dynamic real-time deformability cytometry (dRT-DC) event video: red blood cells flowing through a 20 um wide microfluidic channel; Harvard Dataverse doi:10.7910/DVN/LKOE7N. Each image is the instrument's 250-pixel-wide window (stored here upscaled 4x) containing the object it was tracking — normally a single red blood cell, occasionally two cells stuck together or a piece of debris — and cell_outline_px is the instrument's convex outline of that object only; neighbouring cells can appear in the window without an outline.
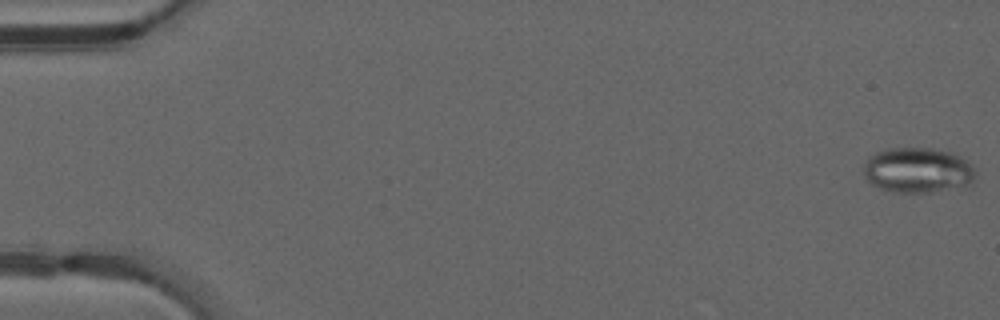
{"species": "common noctule bat (a hibernating species)", "species_latin": "Nyctalus noctula", "temperature_condition": "warm", "stored_images_in_passage": 49, "camera_frame_rate_fps": 3000, "um_per_image_px": 0.085, "animal": {"sex": "male", "forearm_length_mm": 52.5}, "frame": {"image": 1, "passage_image": 1, "time_ms": 0.0, "image_size_px": [1000, 320], "cell_outline_px": [[976, 172], [972, 180], [968, 184], [932, 192], [892, 192], [880, 188], [872, 184], [864, 176], [864, 164], [868, 156], [876, 152], [888, 148], [932, 148], [948, 152], [964, 160]], "centroid_in_image_um": [77.92, 14.46], "position_along_channel_um": 7.1, "area_um2": 29.02}}
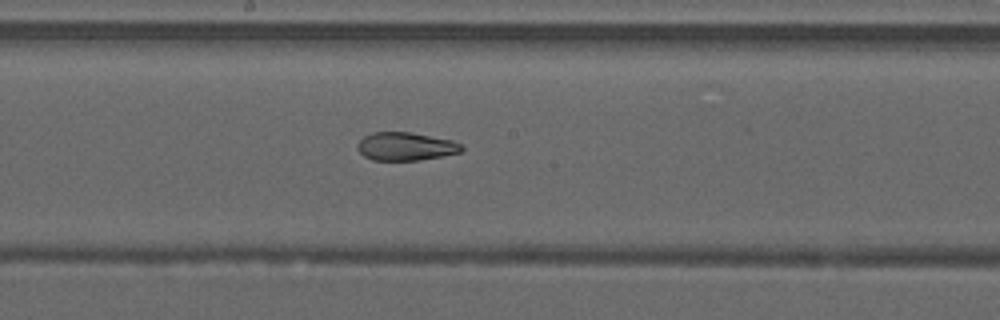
{"frame": {"image": 2, "passage_image": 27, "time_ms": 8.667, "image_size_px": [1000, 320], "cell_outline_px": [[464, 148], [460, 152], [420, 160], [372, 160], [364, 156], [356, 148], [356, 144], [364, 136], [372, 132], [412, 132], [452, 140], [460, 144]], "centroid_in_image_um": [34.44, 12.44], "position_along_channel_um": 213.8, "area_um2": 17.11}}
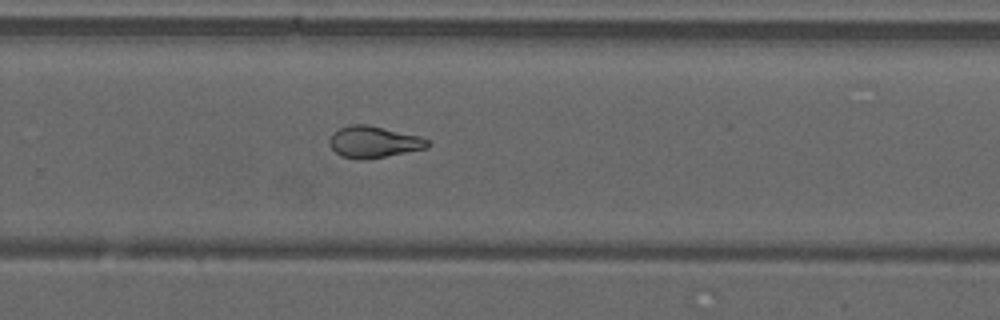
{"frame": {"image": 3, "passage_image": 33, "time_ms": 10.667, "image_size_px": [1000, 320], "cell_outline_px": [[432, 144], [428, 148], [368, 160], [360, 160], [340, 156], [328, 144], [328, 140], [332, 132], [340, 128], [352, 124], [368, 124], [420, 136], [428, 140]], "centroid_in_image_um": [31.76, 12.07], "position_along_channel_um": 298.0, "area_um2": 18.44}, "authors_computed_cell_mechanics": {"area_um2": 21.1548, "velocity_mm_per_s": 4.2234, "shape_relaxation_time_tau1_ms": null, "shape_relaxation_time_tau2_ms": 2.0596, "deformation_change_tau1": null, "deformation_change_tau2": 0.0852}}